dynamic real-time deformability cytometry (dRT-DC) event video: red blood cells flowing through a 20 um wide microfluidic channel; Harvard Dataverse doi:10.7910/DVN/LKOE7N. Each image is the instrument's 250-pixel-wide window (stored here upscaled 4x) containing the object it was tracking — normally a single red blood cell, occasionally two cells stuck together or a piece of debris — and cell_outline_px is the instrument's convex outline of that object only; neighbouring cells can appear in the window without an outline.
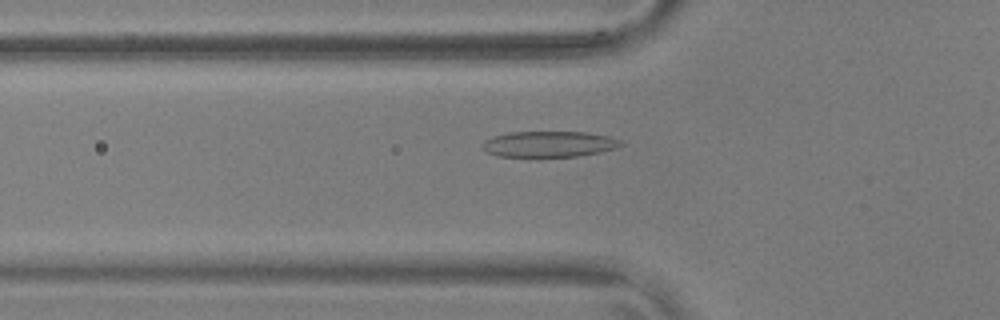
{"species": "common noctule bat (a hibernating species)", "species_latin": "Nyctalus noctula", "temperature_condition": "warm", "stored_images_in_passage": 56, "camera_frame_rate_fps": 3000, "um_per_image_px": 0.085, "animal": {"sex": "male", "body_mass_g": 17.9, "forearm_length_mm": 54.2}, "frame": {"image": 1, "passage_image": 20, "time_ms": 6.333, "image_size_px": [1000, 320], "cell_outline_px": [[624, 144], [616, 148], [576, 156], [496, 156], [488, 152], [484, 148], [484, 140], [492, 136], [508, 132], [588, 132], [608, 136], [620, 140]], "centroid_in_image_um": [46.66, 12.23], "position_along_channel_um": 79.1, "area_um2": 20.58}}
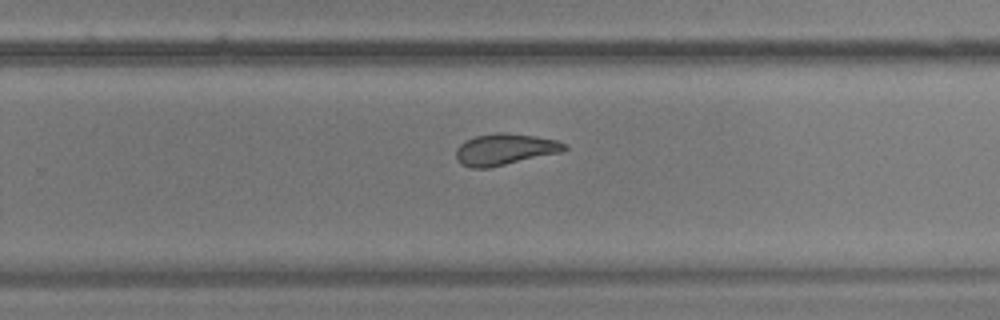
{"frame": {"image": 2, "passage_image": 37, "time_ms": 12.0, "image_size_px": [1000, 320], "cell_outline_px": [[568, 148], [560, 152], [488, 168], [472, 168], [460, 164], [456, 156], [456, 148], [460, 144], [476, 136], [496, 132], [504, 132], [536, 136], [556, 140], [568, 144]], "centroid_in_image_um": [42.91, 12.69], "position_along_channel_um": 286.9, "area_um2": 19.71}}
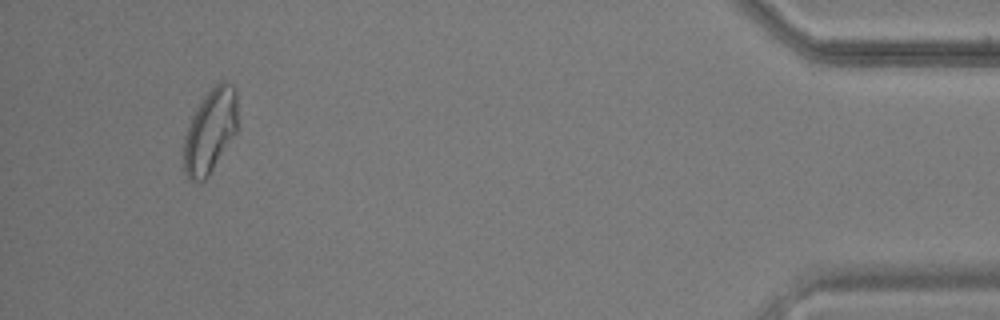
{"frame": {"image": 3, "passage_image": 53, "time_ms": 17.333, "image_size_px": [1000, 320], "cell_outline_px": [[236, 132], [208, 176], [200, 184], [188, 180], [184, 172], [184, 136], [192, 116], [196, 108], [204, 96], [220, 80], [228, 80], [236, 88]], "centroid_in_image_um": [17.85, 11.14], "position_along_channel_um": 417.4, "area_um2": 26.36}, "authors_computed_cell_mechanics": {"area_um2": 21.2704, "velocity_mm_per_s": 3.6531, "shape_relaxation_time_tau1_ms": 6.3762, "shape_relaxation_time_tau2_ms": 1.6814, "deformation_change_tau1": 0.1814, "deformation_change_tau2": 0.0847}}